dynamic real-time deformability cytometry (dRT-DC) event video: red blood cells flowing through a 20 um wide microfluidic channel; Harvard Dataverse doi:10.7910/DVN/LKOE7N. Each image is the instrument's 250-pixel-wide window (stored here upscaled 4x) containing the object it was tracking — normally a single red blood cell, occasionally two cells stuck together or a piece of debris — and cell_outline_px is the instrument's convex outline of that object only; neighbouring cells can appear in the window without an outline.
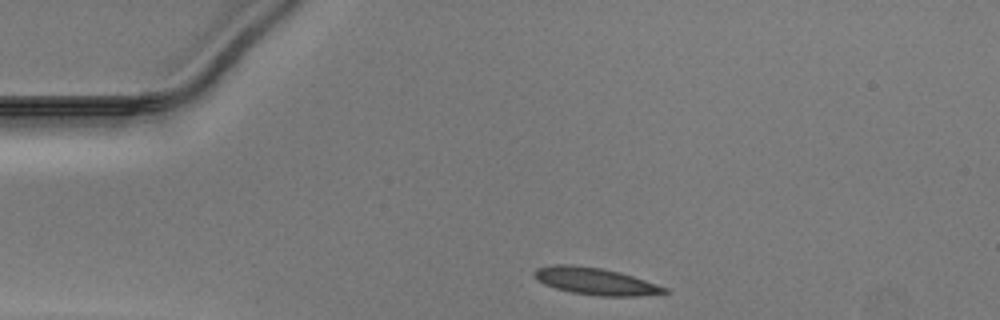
{"species": "Egyptian fruit bat (a non-hibernating species)", "species_latin": "Rousettus aegyptiacus", "temperature_condition": "warm", "stored_images_in_passage": 31, "camera_frame_rate_fps": 3000, "um_per_image_px": 0.085, "animal": {"sex": "male"}, "frame": {"image": 1, "passage_image": 1, "time_ms": 0.0, "image_size_px": [1000, 320], "cell_outline_px": [[668, 292], [640, 296], [600, 296], [572, 292], [556, 288], [544, 284], [532, 272], [536, 268], [552, 264], [576, 264], [600, 268], [620, 272], [668, 288]], "centroid_in_image_um": [50.59, 23.89], "position_along_channel_um": 34.4, "area_um2": 20.35}}
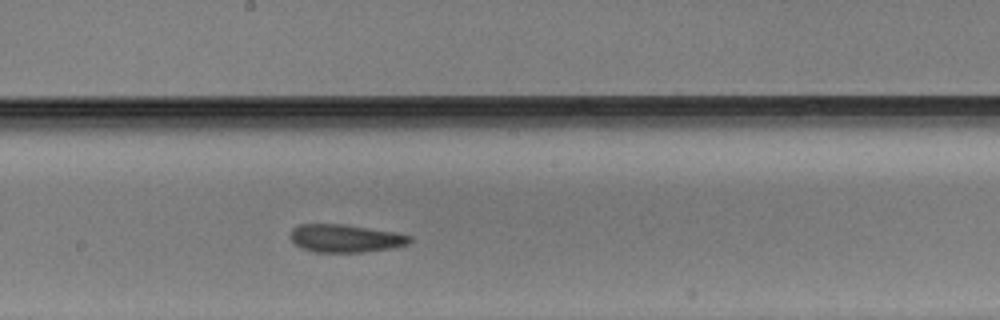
{"frame": {"image": 2, "passage_image": 18, "time_ms": 5.667, "image_size_px": [1000, 320], "cell_outline_px": [[412, 240], [408, 244], [392, 248], [364, 252], [316, 252], [300, 248], [288, 236], [292, 228], [300, 224], [344, 224], [396, 232], [412, 236]], "centroid_in_image_um": [29.35, 20.25], "position_along_channel_um": 218.8, "area_um2": 19.59}}
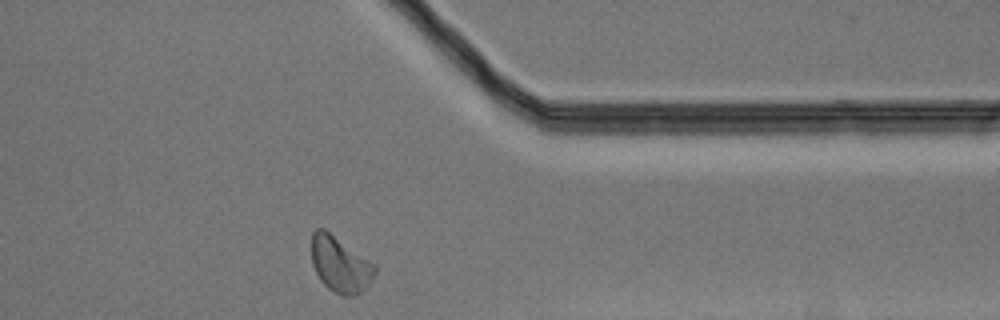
{"frame": {"image": 3, "passage_image": 31, "time_ms": 10.0, "image_size_px": [1000, 320], "cell_outline_px": [[376, 272], [368, 284], [356, 296], [344, 296], [328, 288], [320, 280], [312, 264], [312, 232], [316, 228], [324, 228], [376, 264]], "centroid_in_image_um": [28.91, 22.46], "position_along_channel_um": 382.5, "area_um2": 20.52}}